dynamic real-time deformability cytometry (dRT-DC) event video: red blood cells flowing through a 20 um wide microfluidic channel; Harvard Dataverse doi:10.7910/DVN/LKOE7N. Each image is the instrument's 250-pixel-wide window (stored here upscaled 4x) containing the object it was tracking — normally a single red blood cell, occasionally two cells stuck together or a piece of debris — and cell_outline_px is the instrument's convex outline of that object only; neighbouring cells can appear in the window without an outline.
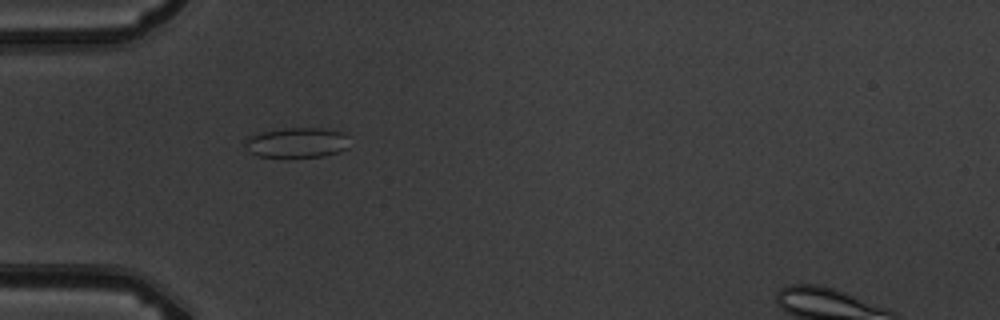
{"species": "common noctule bat (a hibernating species)", "species_latin": "Nyctalus noctula", "temperature_condition": "warm", "stored_images_in_passage": 6, "camera_frame_rate_fps": 3000, "um_per_image_px": 0.085, "animal": {"sex": "male", "body_mass_g": 19.5, "forearm_length_mm": 54.6}, "frame": {"image": 1, "passage_image": 5, "time_ms": 5.667, "image_size_px": [1000, 320], "cell_outline_px": [[348, 148], [324, 156], [256, 156], [244, 144], [244, 140], [248, 136], [264, 132], [284, 128], [320, 128], [344, 132]], "centroid_in_image_um": [25.22, 12.11], "position_along_channel_um": 59.8, "area_um2": 17.86}}
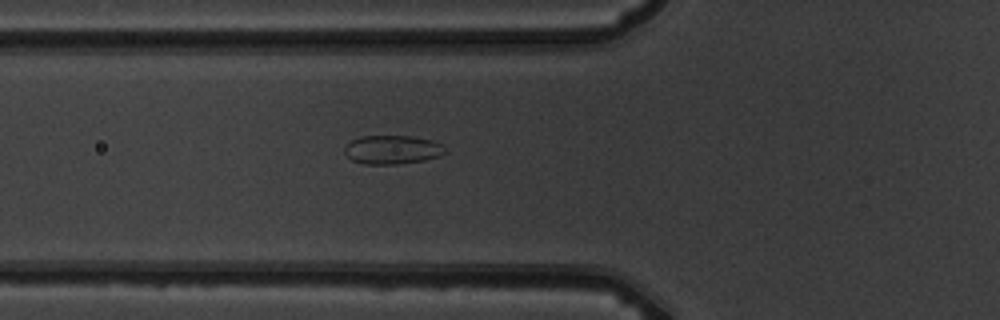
{"frame": {"image": 2, "passage_image": 6, "time_ms": 6.667, "image_size_px": [1000, 320], "cell_outline_px": [[448, 152], [440, 156], [424, 160], [396, 164], [364, 164], [352, 160], [344, 152], [344, 148], [352, 140], [360, 136], [412, 136], [432, 140], [444, 144]], "centroid_in_image_um": [33.4, 12.72], "position_along_channel_um": 92.4, "area_um2": 16.99}}